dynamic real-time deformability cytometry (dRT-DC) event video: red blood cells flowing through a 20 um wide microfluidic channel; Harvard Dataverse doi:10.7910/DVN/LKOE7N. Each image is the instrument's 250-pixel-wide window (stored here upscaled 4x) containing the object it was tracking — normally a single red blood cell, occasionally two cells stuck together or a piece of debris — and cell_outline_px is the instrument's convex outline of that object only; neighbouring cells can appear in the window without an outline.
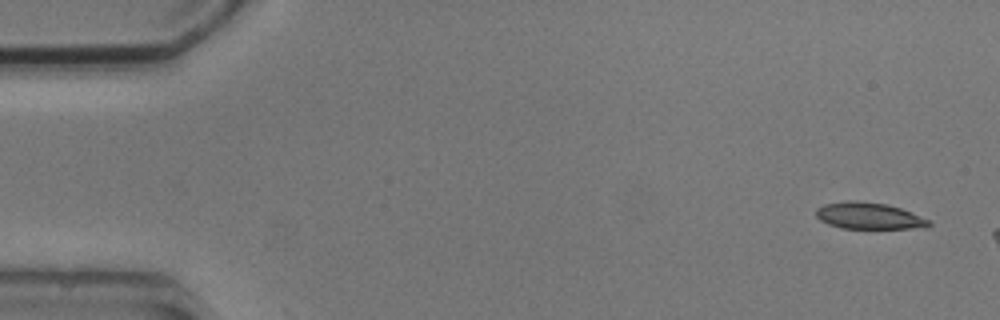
{"species": "common noctule bat (a hibernating species)", "species_latin": "Nyctalus noctula", "temperature_condition": "cold", "stored_images_in_passage": 4, "camera_frame_rate_fps": 3000, "um_per_image_px": 0.085, "animal": {"sex": "male", "body_mass_g": 20.5, "forearm_length_mm": 52.5}, "frame": {"image": 1, "passage_image": 1, "time_ms": 0.0, "image_size_px": [1000, 320], "cell_outline_px": [[932, 224], [928, 228], [840, 228], [828, 224], [820, 220], [816, 216], [816, 208], [824, 204], [848, 200], [852, 200], [884, 204], [900, 208], [912, 212], [932, 220]], "centroid_in_image_um": [73.89, 18.35], "position_along_channel_um": 11.1, "area_um2": 17.57}}